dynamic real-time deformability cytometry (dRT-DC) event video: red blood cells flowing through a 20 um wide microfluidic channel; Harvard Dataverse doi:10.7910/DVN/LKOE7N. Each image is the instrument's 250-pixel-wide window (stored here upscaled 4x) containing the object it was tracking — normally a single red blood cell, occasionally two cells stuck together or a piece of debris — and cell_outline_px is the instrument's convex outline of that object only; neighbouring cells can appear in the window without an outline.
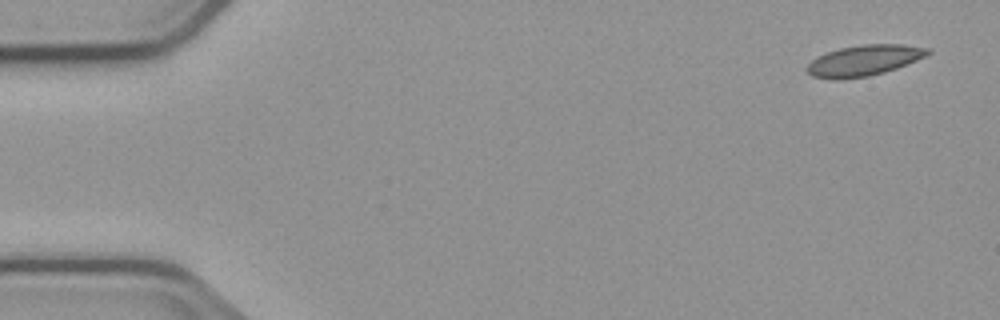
{"species": "common noctule bat (a hibernating species)", "species_latin": "Nyctalus noctula", "temperature_condition": "cold", "stored_images_in_passage": 3, "camera_frame_rate_fps": 3000, "um_per_image_px": 0.085, "animal": {"sex": "male", "body_mass_g": 23.1, "forearm_length_mm": 52.7}, "frame": {"image": 1, "passage_image": 1, "time_ms": 0.0, "image_size_px": [1000, 320], "cell_outline_px": [[932, 52], [916, 60], [896, 68], [884, 72], [868, 76], [840, 80], [832, 80], [812, 76], [804, 68], [816, 56], [840, 48], [860, 44], [900, 44], [932, 48]], "centroid_in_image_um": [73.41, 5.14], "position_along_channel_um": 11.6, "area_um2": 21.79}}